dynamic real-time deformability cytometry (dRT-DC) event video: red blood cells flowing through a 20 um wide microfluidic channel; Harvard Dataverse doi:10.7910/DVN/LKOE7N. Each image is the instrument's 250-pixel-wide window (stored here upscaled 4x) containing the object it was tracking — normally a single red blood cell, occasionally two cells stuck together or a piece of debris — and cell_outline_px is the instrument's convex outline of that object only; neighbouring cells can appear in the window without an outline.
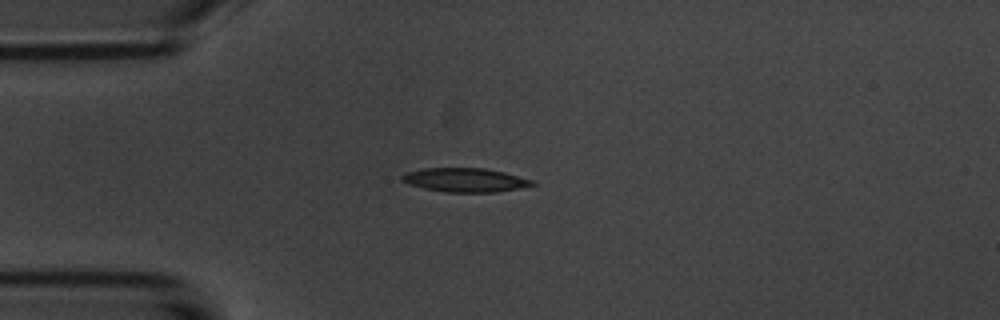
{"species": "common noctule bat (a hibernating species)", "species_latin": "Nyctalus noctula", "temperature_condition": "room temperature", "stored_images_in_passage": 7, "camera_frame_rate_fps": 3000, "um_per_image_px": 0.085, "animal": {"sex": "male", "body_mass_g": 20.1, "forearm_length_mm": 53.5}, "frame": {"image": 1, "passage_image": 3, "time_ms": 2.333, "image_size_px": [1000, 320], "cell_outline_px": [[536, 184], [520, 188], [496, 192], [444, 192], [424, 188], [408, 184], [400, 180], [400, 176], [408, 172], [424, 168], [484, 168], [504, 172], [536, 180]], "centroid_in_image_um": [39.56, 15.3], "position_along_channel_um": 45.4, "area_um2": 18.26}}
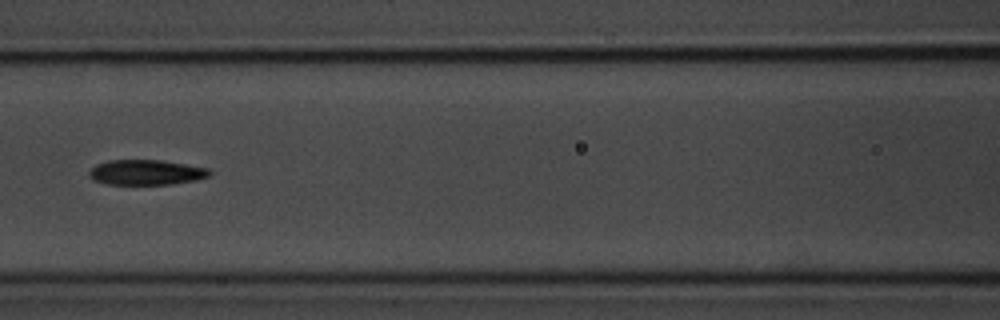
{"frame": {"image": 2, "passage_image": 6, "time_ms": 5.667, "image_size_px": [1000, 320], "cell_outline_px": [[212, 172], [208, 176], [196, 180], [172, 184], [108, 184], [96, 180], [88, 176], [88, 172], [96, 164], [108, 160], [160, 160], [208, 168]], "centroid_in_image_um": [12.42, 14.64], "position_along_channel_um": 154.2, "area_um2": 17.51}}
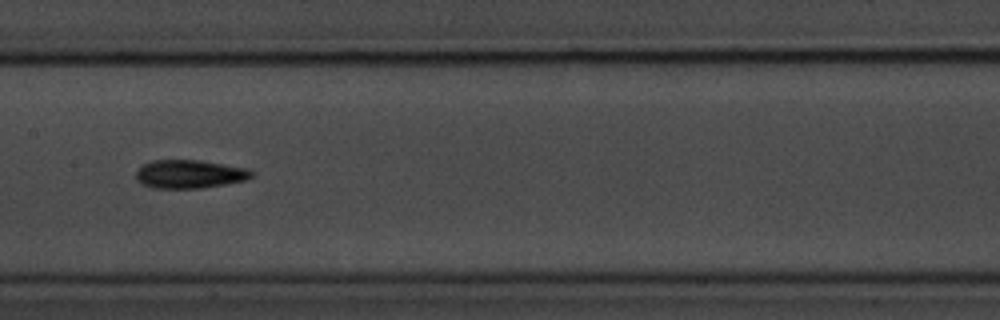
{"frame": {"image": 3, "passage_image": 7, "time_ms": 6.667, "image_size_px": [1000, 320], "cell_outline_px": [[252, 176], [248, 180], [200, 188], [152, 188], [136, 180], [136, 172], [144, 164], [152, 160], [200, 160], [248, 168], [252, 172]], "centroid_in_image_um": [16.12, 14.79], "position_along_channel_um": 191.3, "area_um2": 19.07}}